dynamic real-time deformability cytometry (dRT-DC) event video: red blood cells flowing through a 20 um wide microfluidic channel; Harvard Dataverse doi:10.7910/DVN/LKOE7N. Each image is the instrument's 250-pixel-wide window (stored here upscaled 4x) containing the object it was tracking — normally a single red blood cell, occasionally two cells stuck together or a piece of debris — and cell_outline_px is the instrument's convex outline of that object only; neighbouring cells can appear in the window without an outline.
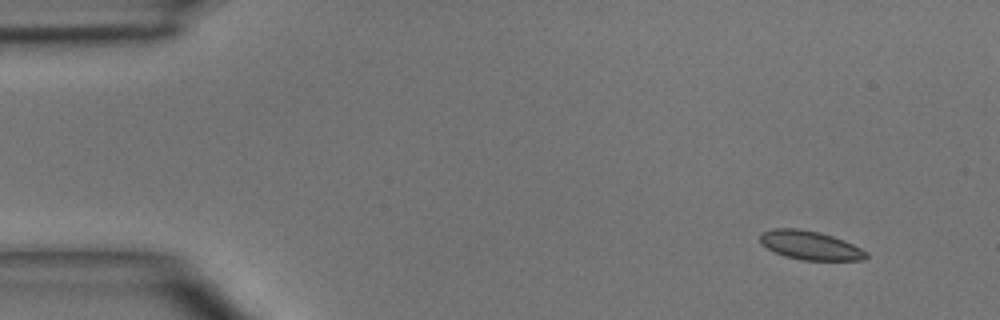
{"species": "common noctule bat (a hibernating species)", "species_latin": "Nyctalus noctula", "temperature_condition": "room temperature", "stored_images_in_passage": 4, "camera_frame_rate_fps": 3000, "um_per_image_px": 0.085, "animal": {"sex": "male", "body_mass_g": 15.6}, "frame": {"image": 1, "passage_image": 1, "time_ms": 0.0, "image_size_px": [1000, 320], "cell_outline_px": [[868, 256], [864, 260], [804, 260], [784, 256], [760, 244], [760, 232], [772, 228], [796, 228], [820, 232], [844, 240], [868, 252]], "centroid_in_image_um": [68.84, 20.84], "position_along_channel_um": 16.2, "area_um2": 17.86}}
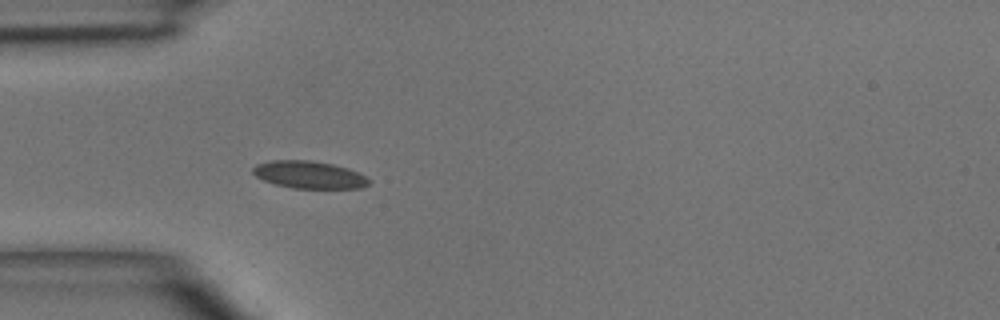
{"frame": {"image": 2, "passage_image": 4, "time_ms": 3.333, "image_size_px": [1000, 320], "cell_outline_px": [[372, 180], [368, 184], [360, 188], [292, 188], [276, 184], [264, 180], [256, 176], [252, 172], [252, 168], [256, 164], [268, 160], [312, 160], [332, 164], [348, 168]], "centroid_in_image_um": [26.25, 14.84], "position_along_channel_um": 58.7, "area_um2": 18.5}}